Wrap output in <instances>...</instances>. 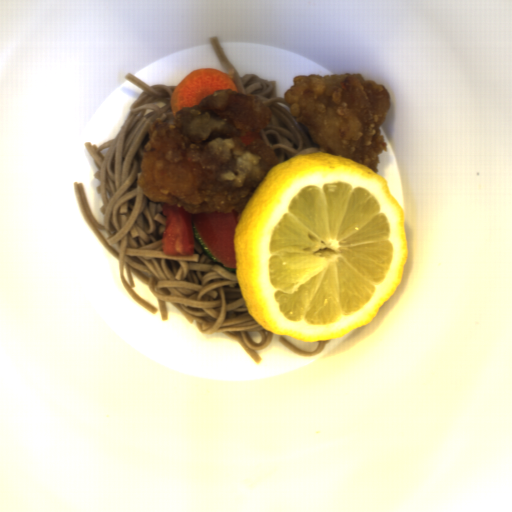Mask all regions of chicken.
Masks as SVG:
<instances>
[{
  "mask_svg": "<svg viewBox=\"0 0 512 512\" xmlns=\"http://www.w3.org/2000/svg\"><path fill=\"white\" fill-rule=\"evenodd\" d=\"M292 83L284 100L313 142L378 174L379 154L388 149L380 128L391 109L387 88L361 73L347 72L299 74Z\"/></svg>",
  "mask_w": 512,
  "mask_h": 512,
  "instance_id": "chicken-2",
  "label": "chicken"
},
{
  "mask_svg": "<svg viewBox=\"0 0 512 512\" xmlns=\"http://www.w3.org/2000/svg\"><path fill=\"white\" fill-rule=\"evenodd\" d=\"M271 119L258 95L214 90L200 104L177 110L175 127L161 118L153 122L137 186L150 201L190 214H241L268 171L283 162L260 138L241 142Z\"/></svg>",
  "mask_w": 512,
  "mask_h": 512,
  "instance_id": "chicken-1",
  "label": "chicken"
}]
</instances>
